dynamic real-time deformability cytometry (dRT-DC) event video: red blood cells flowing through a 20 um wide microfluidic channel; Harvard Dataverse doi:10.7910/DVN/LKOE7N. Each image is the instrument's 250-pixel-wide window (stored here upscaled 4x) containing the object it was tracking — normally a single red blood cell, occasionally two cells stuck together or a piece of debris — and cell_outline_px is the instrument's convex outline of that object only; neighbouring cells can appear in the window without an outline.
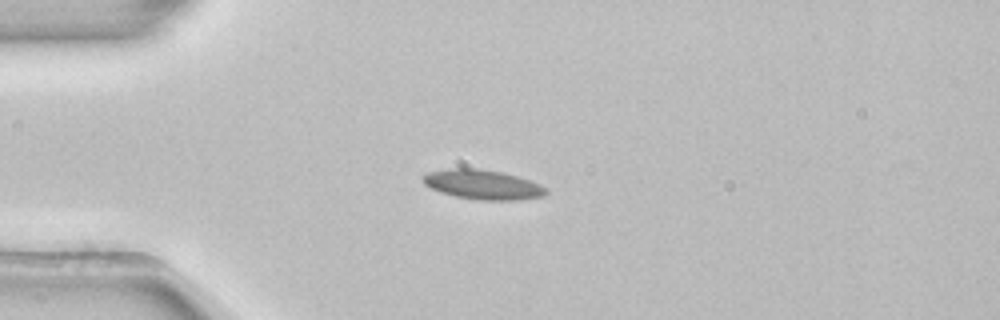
{"species": "common noctule bat (a hibernating species)", "species_latin": "Nyctalus noctula", "temperature_condition": "room temperature", "stored_images_in_passage": 41, "camera_frame_rate_fps": 3000, "um_per_image_px": 0.085, "animal": {"sex": "female", "body_mass_g": 22.7, "forearm_length_mm": 54.2}, "frame": {"image": 1, "passage_image": 1, "time_ms": 0.0, "image_size_px": [1000, 320], "cell_outline_px": [[548, 192], [544, 196], [516, 200], [476, 200], [456, 196], [440, 192], [424, 184], [424, 176], [428, 172], [448, 168], [476, 168], [500, 172], [516, 176], [540, 184], [548, 188]], "centroid_in_image_um": [41.05, 15.69], "position_along_channel_um": 43.9, "area_um2": 21.1}, "authors_computed_cell_mechanics": {"area_um2": 19.8254, "velocity_mm_per_s": 3.8533, "shape_relaxation_time_tau1_ms": 7.9735, "shape_relaxation_time_tau2_ms": 6.208, "deformation_change_tau1": 0.1286, "deformation_change_tau2": 0.0605}}